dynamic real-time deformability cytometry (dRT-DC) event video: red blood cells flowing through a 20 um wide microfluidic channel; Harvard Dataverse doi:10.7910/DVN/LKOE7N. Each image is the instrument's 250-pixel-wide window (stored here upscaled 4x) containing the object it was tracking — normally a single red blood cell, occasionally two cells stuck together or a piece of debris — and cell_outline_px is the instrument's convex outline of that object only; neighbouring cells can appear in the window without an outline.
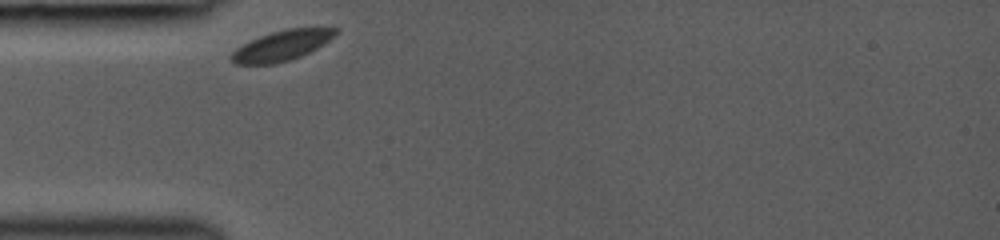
{"species": "common noctule bat (a hibernating species)", "species_latin": "Nyctalus noctula", "temperature_condition": "room temperature", "stored_images_in_passage": 24, "camera_frame_rate_fps": 3000, "um_per_image_px": 0.085, "animal": {"sex": "female", "body_mass_g": 19.0, "forearm_length_mm": 53.3}, "frame": {"image": 1, "passage_image": 1, "time_ms": 0.0, "image_size_px": [1000, 240], "cell_outline_px": [[336, 36], [324, 44], [300, 56], [288, 60], [272, 64], [232, 64], [228, 56], [236, 48], [260, 36], [272, 32], [288, 28], [336, 28]], "centroid_in_image_um": [23.91, 3.88], "position_along_channel_um": 61.1, "area_um2": 18.15}}
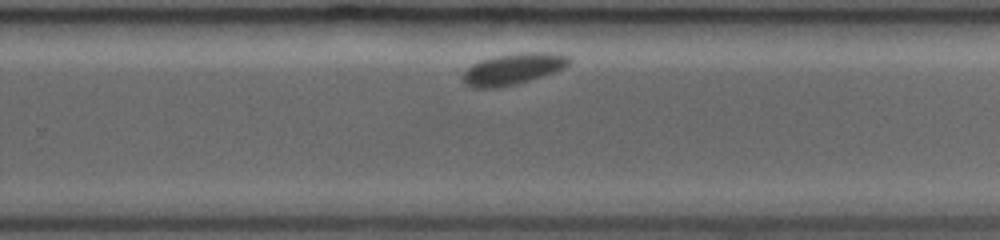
{"frame": {"image": 2, "passage_image": 15, "time_ms": 6.0, "image_size_px": [1000, 240], "cell_outline_px": [[572, 60], [564, 68], [516, 84], [492, 88], [472, 88], [460, 76], [472, 64], [496, 56], [520, 52], [552, 52], [568, 56]], "centroid_in_image_um": [43.62, 5.85], "position_along_channel_um": 286.2, "area_um2": 19.02}}
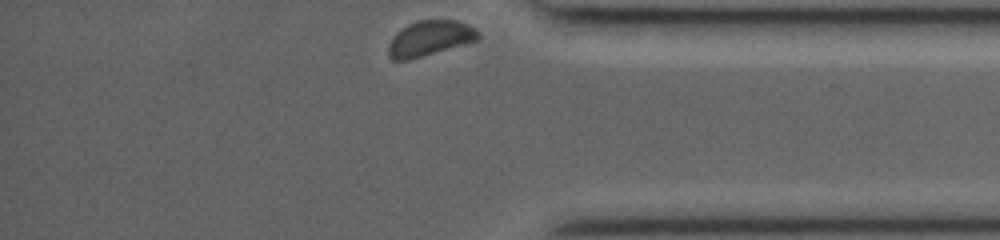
{"frame": {"image": 3, "passage_image": 24, "time_ms": 9.0, "image_size_px": [1000, 240], "cell_outline_px": [[480, 36], [476, 40], [464, 44], [408, 60], [392, 60], [388, 52], [388, 44], [396, 32], [408, 24], [416, 20], [456, 20], [468, 24], [476, 28], [480, 32]], "centroid_in_image_um": [36.53, 3.24], "position_along_channel_um": 398.7, "area_um2": 18.38}}